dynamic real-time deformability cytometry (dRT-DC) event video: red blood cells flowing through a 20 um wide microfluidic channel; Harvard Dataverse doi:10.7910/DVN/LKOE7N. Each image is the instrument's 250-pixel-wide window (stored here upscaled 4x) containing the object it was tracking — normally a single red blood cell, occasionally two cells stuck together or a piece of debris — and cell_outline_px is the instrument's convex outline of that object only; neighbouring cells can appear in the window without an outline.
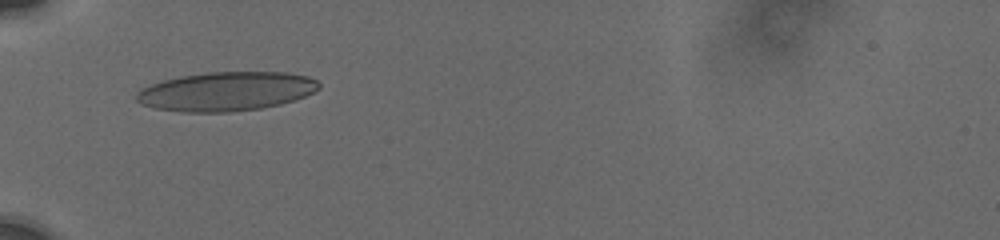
{"species": "human", "species_latin": "Homo sapiens", "temperature_condition": "cold", "stored_images_in_passage": 23, "camera_frame_rate_fps": 3000, "um_per_image_px": 0.085, "donor": {"sex": "male"}, "frame": {"image": 1, "passage_image": 1, "time_ms": 0.0, "image_size_px": [1000, 240], "cell_outline_px": [[320, 88], [304, 96], [280, 104], [260, 108], [228, 112], [184, 112], [156, 108], [140, 104], [136, 100], [136, 92], [140, 88], [164, 80], [180, 76], [208, 72], [288, 72], [308, 76], [316, 80], [320, 84]], "centroid_in_image_um": [19.21, 7.76], "position_along_channel_um": 65.8, "area_um2": 41.44}}
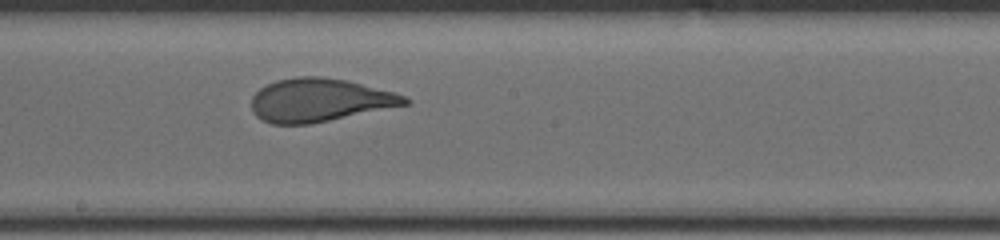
{"frame": {"image": 2, "passage_image": 12, "time_ms": 4.333, "image_size_px": [1000, 240], "cell_outline_px": [[412, 100], [408, 104], [312, 124], [272, 124], [256, 116], [252, 112], [252, 96], [260, 88], [276, 80], [296, 76], [320, 76], [348, 80], [392, 92], [404, 96]], "centroid_in_image_um": [27.14, 8.51], "position_along_channel_um": 221.1, "area_um2": 38.61}}
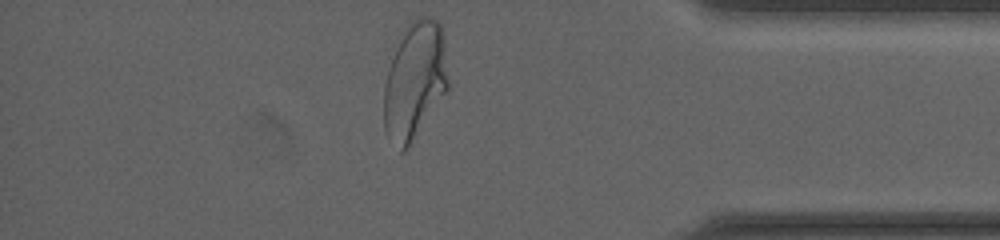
{"frame": {"image": 3, "passage_image": 22, "time_ms": 9.667, "image_size_px": [1000, 240], "cell_outline_px": [[448, 88], [404, 152], [400, 152], [388, 136], [384, 128], [384, 84], [396, 48], [408, 24], [416, 16], [432, 16], [440, 24], [444, 32], [448, 80]], "centroid_in_image_um": [35.27, 6.81], "position_along_channel_um": 399.9, "area_um2": 43.41}, "authors_computed_cell_mechanics": {"area_um2": 39.5352, "velocity_mm_per_s": 3.7508, "shape_relaxation_time_tau1_ms": 5.6761, "shape_relaxation_time_tau2_ms": null, "deformation_change_tau1": 0.2264, "deformation_change_tau2": null}}